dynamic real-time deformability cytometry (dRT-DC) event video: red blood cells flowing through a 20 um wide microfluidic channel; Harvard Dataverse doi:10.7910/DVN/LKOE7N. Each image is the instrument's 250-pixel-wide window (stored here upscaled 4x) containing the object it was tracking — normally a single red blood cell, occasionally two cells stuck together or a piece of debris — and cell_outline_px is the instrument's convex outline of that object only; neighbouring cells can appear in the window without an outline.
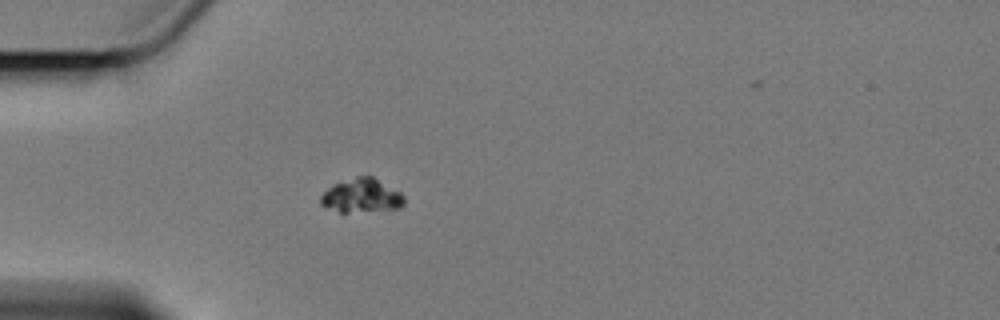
{"species": "Egyptian fruit bat (a non-hibernating species)", "species_latin": "Rousettus aegyptiacus", "temperature_condition": "cold", "stored_images_in_passage": 6, "camera_frame_rate_fps": 3000, "um_per_image_px": 0.085, "animal": {"sex": "female"}, "frame": {"image": 1, "passage_image": 6, "time_ms": 6.0, "image_size_px": [1000, 320], "cell_outline_px": [[404, 204], [400, 208], [348, 212], [340, 212], [320, 204], [320, 196], [332, 184], [356, 176], [372, 176], [400, 192], [404, 196]], "centroid_in_image_um": [30.72, 16.62], "position_along_channel_um": 54.3, "area_um2": 16.3}}